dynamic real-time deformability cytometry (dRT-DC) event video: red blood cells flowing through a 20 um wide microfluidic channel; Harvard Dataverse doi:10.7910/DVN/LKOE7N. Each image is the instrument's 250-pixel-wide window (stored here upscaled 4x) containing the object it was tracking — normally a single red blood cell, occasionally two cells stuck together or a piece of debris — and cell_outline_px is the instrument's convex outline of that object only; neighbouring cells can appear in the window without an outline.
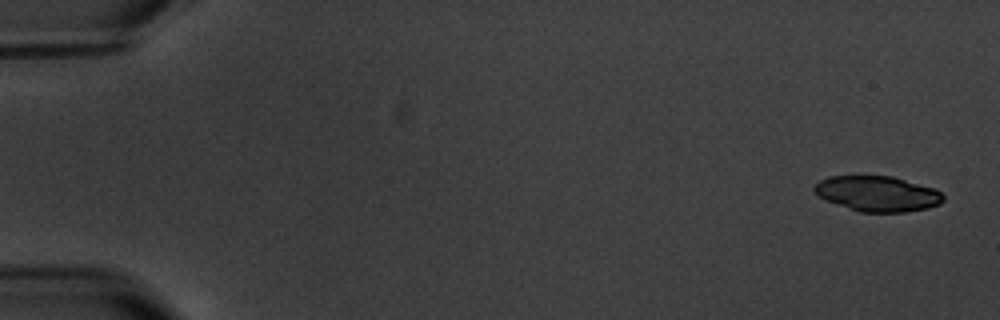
{"species": "common noctule bat (a hibernating species)", "species_latin": "Nyctalus noctula", "temperature_condition": "warm", "stored_images_in_passage": 7, "camera_frame_rate_fps": 3000, "um_per_image_px": 0.085, "animal": {"sex": "male", "body_mass_g": 20.1, "forearm_length_mm": 53.5}, "frame": {"image": 1, "passage_image": 1, "time_ms": 0.0, "image_size_px": [1000, 320], "cell_outline_px": [[944, 200], [940, 204], [928, 208], [904, 212], [860, 212], [828, 200], [820, 196], [812, 188], [820, 180], [828, 176], [892, 176], [932, 188], [940, 192], [944, 196]], "centroid_in_image_um": [74.6, 16.46], "position_along_channel_um": 10.4, "area_um2": 26.18}}